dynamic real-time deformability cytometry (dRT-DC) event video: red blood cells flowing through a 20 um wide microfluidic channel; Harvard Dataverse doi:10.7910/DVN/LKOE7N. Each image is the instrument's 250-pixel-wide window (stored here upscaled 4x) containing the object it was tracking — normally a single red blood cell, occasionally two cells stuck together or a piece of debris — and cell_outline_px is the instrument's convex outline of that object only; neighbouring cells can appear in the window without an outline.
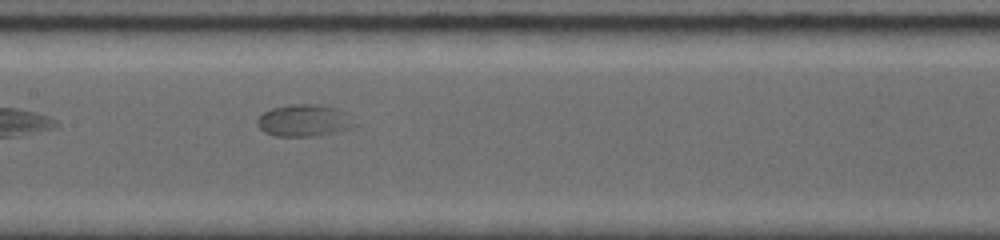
{"species": "common noctule bat (a hibernating species)", "species_latin": "Nyctalus noctula", "temperature_condition": "room temperature", "stored_images_in_passage": 36, "camera_frame_rate_fps": 5000, "um_per_image_px": 0.085, "animal": {"sex": "female", "body_mass_g": 19.0, "forearm_length_mm": 56.7}, "frame": {"image": 1, "passage_image": 21, "time_ms": 4.0, "image_size_px": [1000, 240], "cell_outline_px": [[356, 124], [352, 128], [316, 136], [272, 136], [264, 132], [256, 124], [256, 120], [264, 112], [272, 108], [288, 104], [320, 104], [336, 108], [348, 112]], "centroid_in_image_um": [25.86, 10.23], "position_along_channel_um": 181.5, "area_um2": 18.38}}